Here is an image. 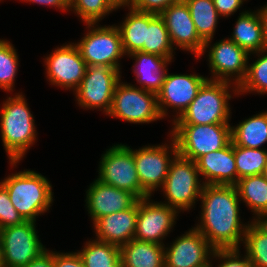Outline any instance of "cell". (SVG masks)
<instances>
[{
  "mask_svg": "<svg viewBox=\"0 0 267 267\" xmlns=\"http://www.w3.org/2000/svg\"><path fill=\"white\" fill-rule=\"evenodd\" d=\"M25 267H53V251L46 249Z\"/></svg>",
  "mask_w": 267,
  "mask_h": 267,
  "instance_id": "cell-41",
  "label": "cell"
},
{
  "mask_svg": "<svg viewBox=\"0 0 267 267\" xmlns=\"http://www.w3.org/2000/svg\"><path fill=\"white\" fill-rule=\"evenodd\" d=\"M109 3L116 9L131 8L133 0H108Z\"/></svg>",
  "mask_w": 267,
  "mask_h": 267,
  "instance_id": "cell-45",
  "label": "cell"
},
{
  "mask_svg": "<svg viewBox=\"0 0 267 267\" xmlns=\"http://www.w3.org/2000/svg\"><path fill=\"white\" fill-rule=\"evenodd\" d=\"M233 95L239 97L237 85L227 81L207 79L185 112L171 124H230L232 112L229 100Z\"/></svg>",
  "mask_w": 267,
  "mask_h": 267,
  "instance_id": "cell-3",
  "label": "cell"
},
{
  "mask_svg": "<svg viewBox=\"0 0 267 267\" xmlns=\"http://www.w3.org/2000/svg\"><path fill=\"white\" fill-rule=\"evenodd\" d=\"M138 201L130 208L105 215L93 223L96 240L121 247L134 239Z\"/></svg>",
  "mask_w": 267,
  "mask_h": 267,
  "instance_id": "cell-21",
  "label": "cell"
},
{
  "mask_svg": "<svg viewBox=\"0 0 267 267\" xmlns=\"http://www.w3.org/2000/svg\"><path fill=\"white\" fill-rule=\"evenodd\" d=\"M240 249H219L215 250L212 260L218 262L216 267H253L249 262L246 254L240 255ZM211 262L210 267H214V263Z\"/></svg>",
  "mask_w": 267,
  "mask_h": 267,
  "instance_id": "cell-37",
  "label": "cell"
},
{
  "mask_svg": "<svg viewBox=\"0 0 267 267\" xmlns=\"http://www.w3.org/2000/svg\"><path fill=\"white\" fill-rule=\"evenodd\" d=\"M165 246L132 239L120 247L121 267H165Z\"/></svg>",
  "mask_w": 267,
  "mask_h": 267,
  "instance_id": "cell-24",
  "label": "cell"
},
{
  "mask_svg": "<svg viewBox=\"0 0 267 267\" xmlns=\"http://www.w3.org/2000/svg\"><path fill=\"white\" fill-rule=\"evenodd\" d=\"M25 220L10 201L7 189L0 183V229L19 225Z\"/></svg>",
  "mask_w": 267,
  "mask_h": 267,
  "instance_id": "cell-36",
  "label": "cell"
},
{
  "mask_svg": "<svg viewBox=\"0 0 267 267\" xmlns=\"http://www.w3.org/2000/svg\"><path fill=\"white\" fill-rule=\"evenodd\" d=\"M164 247L165 267H210L215 248L192 227Z\"/></svg>",
  "mask_w": 267,
  "mask_h": 267,
  "instance_id": "cell-17",
  "label": "cell"
},
{
  "mask_svg": "<svg viewBox=\"0 0 267 267\" xmlns=\"http://www.w3.org/2000/svg\"><path fill=\"white\" fill-rule=\"evenodd\" d=\"M107 116L133 124H149L163 119L158 108L157 94L122 80L116 85Z\"/></svg>",
  "mask_w": 267,
  "mask_h": 267,
  "instance_id": "cell-8",
  "label": "cell"
},
{
  "mask_svg": "<svg viewBox=\"0 0 267 267\" xmlns=\"http://www.w3.org/2000/svg\"><path fill=\"white\" fill-rule=\"evenodd\" d=\"M261 175L264 177L265 180H267V164L265 165Z\"/></svg>",
  "mask_w": 267,
  "mask_h": 267,
  "instance_id": "cell-47",
  "label": "cell"
},
{
  "mask_svg": "<svg viewBox=\"0 0 267 267\" xmlns=\"http://www.w3.org/2000/svg\"><path fill=\"white\" fill-rule=\"evenodd\" d=\"M235 187L241 203L251 210L253 218L267 213V180L261 174L241 178Z\"/></svg>",
  "mask_w": 267,
  "mask_h": 267,
  "instance_id": "cell-27",
  "label": "cell"
},
{
  "mask_svg": "<svg viewBox=\"0 0 267 267\" xmlns=\"http://www.w3.org/2000/svg\"><path fill=\"white\" fill-rule=\"evenodd\" d=\"M36 227V222L24 221L0 229L4 267H25L47 249Z\"/></svg>",
  "mask_w": 267,
  "mask_h": 267,
  "instance_id": "cell-13",
  "label": "cell"
},
{
  "mask_svg": "<svg viewBox=\"0 0 267 267\" xmlns=\"http://www.w3.org/2000/svg\"><path fill=\"white\" fill-rule=\"evenodd\" d=\"M251 221L263 232L267 235V213H263L257 215L255 218L251 219Z\"/></svg>",
  "mask_w": 267,
  "mask_h": 267,
  "instance_id": "cell-43",
  "label": "cell"
},
{
  "mask_svg": "<svg viewBox=\"0 0 267 267\" xmlns=\"http://www.w3.org/2000/svg\"><path fill=\"white\" fill-rule=\"evenodd\" d=\"M195 162L204 185H236L237 168L232 141L218 151L202 155Z\"/></svg>",
  "mask_w": 267,
  "mask_h": 267,
  "instance_id": "cell-20",
  "label": "cell"
},
{
  "mask_svg": "<svg viewBox=\"0 0 267 267\" xmlns=\"http://www.w3.org/2000/svg\"><path fill=\"white\" fill-rule=\"evenodd\" d=\"M209 77L191 74H170L166 73L164 83L157 93V102L161 117L165 119L169 116L168 110L171 108L175 115L170 120L172 123L177 120L195 99L199 89ZM175 110V111H174Z\"/></svg>",
  "mask_w": 267,
  "mask_h": 267,
  "instance_id": "cell-15",
  "label": "cell"
},
{
  "mask_svg": "<svg viewBox=\"0 0 267 267\" xmlns=\"http://www.w3.org/2000/svg\"><path fill=\"white\" fill-rule=\"evenodd\" d=\"M205 41L204 48L197 60L207 52L210 80L227 81L237 86L245 79L249 53L231 39L224 38L216 43Z\"/></svg>",
  "mask_w": 267,
  "mask_h": 267,
  "instance_id": "cell-12",
  "label": "cell"
},
{
  "mask_svg": "<svg viewBox=\"0 0 267 267\" xmlns=\"http://www.w3.org/2000/svg\"><path fill=\"white\" fill-rule=\"evenodd\" d=\"M170 141L162 145H145L133 149L134 161L141 188L152 197L155 191L161 189L169 172V167L178 154L175 139L169 133ZM167 143V144H166Z\"/></svg>",
  "mask_w": 267,
  "mask_h": 267,
  "instance_id": "cell-10",
  "label": "cell"
},
{
  "mask_svg": "<svg viewBox=\"0 0 267 267\" xmlns=\"http://www.w3.org/2000/svg\"><path fill=\"white\" fill-rule=\"evenodd\" d=\"M77 253L85 267H121L120 247L96 239L85 242Z\"/></svg>",
  "mask_w": 267,
  "mask_h": 267,
  "instance_id": "cell-29",
  "label": "cell"
},
{
  "mask_svg": "<svg viewBox=\"0 0 267 267\" xmlns=\"http://www.w3.org/2000/svg\"><path fill=\"white\" fill-rule=\"evenodd\" d=\"M183 0H133L131 8L140 12L160 15L167 7Z\"/></svg>",
  "mask_w": 267,
  "mask_h": 267,
  "instance_id": "cell-38",
  "label": "cell"
},
{
  "mask_svg": "<svg viewBox=\"0 0 267 267\" xmlns=\"http://www.w3.org/2000/svg\"><path fill=\"white\" fill-rule=\"evenodd\" d=\"M203 185L196 162L177 154L170 164L163 187L159 189L166 198L162 203L179 213L190 211L195 208Z\"/></svg>",
  "mask_w": 267,
  "mask_h": 267,
  "instance_id": "cell-5",
  "label": "cell"
},
{
  "mask_svg": "<svg viewBox=\"0 0 267 267\" xmlns=\"http://www.w3.org/2000/svg\"><path fill=\"white\" fill-rule=\"evenodd\" d=\"M245 254L253 267H267V235L251 220L243 241Z\"/></svg>",
  "mask_w": 267,
  "mask_h": 267,
  "instance_id": "cell-34",
  "label": "cell"
},
{
  "mask_svg": "<svg viewBox=\"0 0 267 267\" xmlns=\"http://www.w3.org/2000/svg\"><path fill=\"white\" fill-rule=\"evenodd\" d=\"M124 20L116 25L121 34L124 52L127 55L140 51L146 43V28L149 26V13L128 8Z\"/></svg>",
  "mask_w": 267,
  "mask_h": 267,
  "instance_id": "cell-26",
  "label": "cell"
},
{
  "mask_svg": "<svg viewBox=\"0 0 267 267\" xmlns=\"http://www.w3.org/2000/svg\"><path fill=\"white\" fill-rule=\"evenodd\" d=\"M46 56L44 67L49 84L74 92L82 82L87 69L77 45L74 42L65 43L54 48Z\"/></svg>",
  "mask_w": 267,
  "mask_h": 267,
  "instance_id": "cell-14",
  "label": "cell"
},
{
  "mask_svg": "<svg viewBox=\"0 0 267 267\" xmlns=\"http://www.w3.org/2000/svg\"><path fill=\"white\" fill-rule=\"evenodd\" d=\"M248 0H213L214 6L221 17L228 18L237 12Z\"/></svg>",
  "mask_w": 267,
  "mask_h": 267,
  "instance_id": "cell-40",
  "label": "cell"
},
{
  "mask_svg": "<svg viewBox=\"0 0 267 267\" xmlns=\"http://www.w3.org/2000/svg\"><path fill=\"white\" fill-rule=\"evenodd\" d=\"M231 139L236 146L261 149L267 143V111L231 126Z\"/></svg>",
  "mask_w": 267,
  "mask_h": 267,
  "instance_id": "cell-25",
  "label": "cell"
},
{
  "mask_svg": "<svg viewBox=\"0 0 267 267\" xmlns=\"http://www.w3.org/2000/svg\"><path fill=\"white\" fill-rule=\"evenodd\" d=\"M160 16L163 18L175 50L188 51L197 59L204 48V41L199 37L185 1L167 7Z\"/></svg>",
  "mask_w": 267,
  "mask_h": 267,
  "instance_id": "cell-18",
  "label": "cell"
},
{
  "mask_svg": "<svg viewBox=\"0 0 267 267\" xmlns=\"http://www.w3.org/2000/svg\"><path fill=\"white\" fill-rule=\"evenodd\" d=\"M199 222L195 228L216 249H240L250 221H241L235 186L203 185Z\"/></svg>",
  "mask_w": 267,
  "mask_h": 267,
  "instance_id": "cell-1",
  "label": "cell"
},
{
  "mask_svg": "<svg viewBox=\"0 0 267 267\" xmlns=\"http://www.w3.org/2000/svg\"><path fill=\"white\" fill-rule=\"evenodd\" d=\"M199 37L205 42L214 38L219 18L213 0H184Z\"/></svg>",
  "mask_w": 267,
  "mask_h": 267,
  "instance_id": "cell-30",
  "label": "cell"
},
{
  "mask_svg": "<svg viewBox=\"0 0 267 267\" xmlns=\"http://www.w3.org/2000/svg\"><path fill=\"white\" fill-rule=\"evenodd\" d=\"M53 267H85L82 258L76 252L53 251Z\"/></svg>",
  "mask_w": 267,
  "mask_h": 267,
  "instance_id": "cell-39",
  "label": "cell"
},
{
  "mask_svg": "<svg viewBox=\"0 0 267 267\" xmlns=\"http://www.w3.org/2000/svg\"><path fill=\"white\" fill-rule=\"evenodd\" d=\"M127 57L135 60L132 68L139 84L138 87L157 94L164 83L168 71L167 66L173 61L156 54L140 51L133 52Z\"/></svg>",
  "mask_w": 267,
  "mask_h": 267,
  "instance_id": "cell-22",
  "label": "cell"
},
{
  "mask_svg": "<svg viewBox=\"0 0 267 267\" xmlns=\"http://www.w3.org/2000/svg\"><path fill=\"white\" fill-rule=\"evenodd\" d=\"M255 61L249 63L252 55ZM249 54L247 73L245 79L238 86V95L244 94H267V50Z\"/></svg>",
  "mask_w": 267,
  "mask_h": 267,
  "instance_id": "cell-31",
  "label": "cell"
},
{
  "mask_svg": "<svg viewBox=\"0 0 267 267\" xmlns=\"http://www.w3.org/2000/svg\"><path fill=\"white\" fill-rule=\"evenodd\" d=\"M12 95L7 96L0 108V136L9 165L15 168L35 145L38 133L25 95L22 92Z\"/></svg>",
  "mask_w": 267,
  "mask_h": 267,
  "instance_id": "cell-2",
  "label": "cell"
},
{
  "mask_svg": "<svg viewBox=\"0 0 267 267\" xmlns=\"http://www.w3.org/2000/svg\"><path fill=\"white\" fill-rule=\"evenodd\" d=\"M0 267H4L1 242H0Z\"/></svg>",
  "mask_w": 267,
  "mask_h": 267,
  "instance_id": "cell-46",
  "label": "cell"
},
{
  "mask_svg": "<svg viewBox=\"0 0 267 267\" xmlns=\"http://www.w3.org/2000/svg\"><path fill=\"white\" fill-rule=\"evenodd\" d=\"M0 183L7 189L10 201L25 221H34L52 206L54 192L48 178L33 170L8 174Z\"/></svg>",
  "mask_w": 267,
  "mask_h": 267,
  "instance_id": "cell-4",
  "label": "cell"
},
{
  "mask_svg": "<svg viewBox=\"0 0 267 267\" xmlns=\"http://www.w3.org/2000/svg\"><path fill=\"white\" fill-rule=\"evenodd\" d=\"M100 159L97 169L99 181L129 191L138 199L149 196L141 188L132 147L122 143L115 144L106 149Z\"/></svg>",
  "mask_w": 267,
  "mask_h": 267,
  "instance_id": "cell-9",
  "label": "cell"
},
{
  "mask_svg": "<svg viewBox=\"0 0 267 267\" xmlns=\"http://www.w3.org/2000/svg\"><path fill=\"white\" fill-rule=\"evenodd\" d=\"M234 157L238 182L241 178L262 174L267 164V149H253L234 144Z\"/></svg>",
  "mask_w": 267,
  "mask_h": 267,
  "instance_id": "cell-32",
  "label": "cell"
},
{
  "mask_svg": "<svg viewBox=\"0 0 267 267\" xmlns=\"http://www.w3.org/2000/svg\"><path fill=\"white\" fill-rule=\"evenodd\" d=\"M139 199L129 191L95 179L86 191L85 208L92 224L99 218L132 207Z\"/></svg>",
  "mask_w": 267,
  "mask_h": 267,
  "instance_id": "cell-19",
  "label": "cell"
},
{
  "mask_svg": "<svg viewBox=\"0 0 267 267\" xmlns=\"http://www.w3.org/2000/svg\"><path fill=\"white\" fill-rule=\"evenodd\" d=\"M236 20L229 39L249 54L267 50L262 22L257 10L242 11Z\"/></svg>",
  "mask_w": 267,
  "mask_h": 267,
  "instance_id": "cell-23",
  "label": "cell"
},
{
  "mask_svg": "<svg viewBox=\"0 0 267 267\" xmlns=\"http://www.w3.org/2000/svg\"><path fill=\"white\" fill-rule=\"evenodd\" d=\"M232 124L172 125L170 134L175 139L178 154L196 161L202 155L218 151L231 141Z\"/></svg>",
  "mask_w": 267,
  "mask_h": 267,
  "instance_id": "cell-6",
  "label": "cell"
},
{
  "mask_svg": "<svg viewBox=\"0 0 267 267\" xmlns=\"http://www.w3.org/2000/svg\"><path fill=\"white\" fill-rule=\"evenodd\" d=\"M178 215L175 208L153 201L151 196L139 199L134 239L165 245L163 240L173 232Z\"/></svg>",
  "mask_w": 267,
  "mask_h": 267,
  "instance_id": "cell-16",
  "label": "cell"
},
{
  "mask_svg": "<svg viewBox=\"0 0 267 267\" xmlns=\"http://www.w3.org/2000/svg\"><path fill=\"white\" fill-rule=\"evenodd\" d=\"M21 2L37 3L39 5H45L49 7H54L55 9H60L62 12L69 11V0H19Z\"/></svg>",
  "mask_w": 267,
  "mask_h": 267,
  "instance_id": "cell-42",
  "label": "cell"
},
{
  "mask_svg": "<svg viewBox=\"0 0 267 267\" xmlns=\"http://www.w3.org/2000/svg\"><path fill=\"white\" fill-rule=\"evenodd\" d=\"M18 59L14 45L7 39H0V89L10 94L14 92L20 62Z\"/></svg>",
  "mask_w": 267,
  "mask_h": 267,
  "instance_id": "cell-33",
  "label": "cell"
},
{
  "mask_svg": "<svg viewBox=\"0 0 267 267\" xmlns=\"http://www.w3.org/2000/svg\"><path fill=\"white\" fill-rule=\"evenodd\" d=\"M87 32L75 44L87 66L107 65L121 70L120 60L125 57L118 27L86 23Z\"/></svg>",
  "mask_w": 267,
  "mask_h": 267,
  "instance_id": "cell-7",
  "label": "cell"
},
{
  "mask_svg": "<svg viewBox=\"0 0 267 267\" xmlns=\"http://www.w3.org/2000/svg\"><path fill=\"white\" fill-rule=\"evenodd\" d=\"M86 23H99L113 11H117L108 0H69V12Z\"/></svg>",
  "mask_w": 267,
  "mask_h": 267,
  "instance_id": "cell-35",
  "label": "cell"
},
{
  "mask_svg": "<svg viewBox=\"0 0 267 267\" xmlns=\"http://www.w3.org/2000/svg\"><path fill=\"white\" fill-rule=\"evenodd\" d=\"M121 70L107 65L87 66L79 87L73 92L78 106L86 110L99 109L105 116L111 109L116 85L121 80Z\"/></svg>",
  "mask_w": 267,
  "mask_h": 267,
  "instance_id": "cell-11",
  "label": "cell"
},
{
  "mask_svg": "<svg viewBox=\"0 0 267 267\" xmlns=\"http://www.w3.org/2000/svg\"><path fill=\"white\" fill-rule=\"evenodd\" d=\"M257 12L260 16L261 22H262V28L264 32V38L267 44V3L266 5L260 7V9H257Z\"/></svg>",
  "mask_w": 267,
  "mask_h": 267,
  "instance_id": "cell-44",
  "label": "cell"
},
{
  "mask_svg": "<svg viewBox=\"0 0 267 267\" xmlns=\"http://www.w3.org/2000/svg\"><path fill=\"white\" fill-rule=\"evenodd\" d=\"M174 50L175 47H173L163 18L160 15L149 13L146 43L140 52L156 54L174 61Z\"/></svg>",
  "mask_w": 267,
  "mask_h": 267,
  "instance_id": "cell-28",
  "label": "cell"
}]
</instances>
